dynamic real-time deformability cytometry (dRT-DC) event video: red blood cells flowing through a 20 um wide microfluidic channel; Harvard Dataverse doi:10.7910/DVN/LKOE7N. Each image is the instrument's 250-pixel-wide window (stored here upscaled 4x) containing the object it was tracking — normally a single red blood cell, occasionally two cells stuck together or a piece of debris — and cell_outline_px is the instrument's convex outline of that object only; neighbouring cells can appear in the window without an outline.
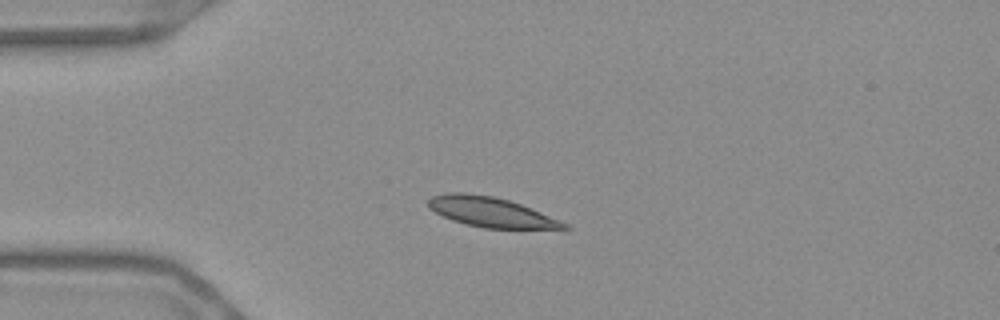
{"species": "Egyptian fruit bat (a non-hibernating species)", "species_latin": "Rousettus aegyptiacus", "temperature_condition": "warm", "stored_images_in_passage": 43, "camera_frame_rate_fps": 3000, "um_per_image_px": 0.085, "frame": {"image": 1, "passage_image": 1, "time_ms": 0.0, "image_size_px": [1000, 320], "cell_outline_px": [[572, 228], [484, 228], [464, 224], [452, 220], [428, 208], [428, 200], [432, 196], [444, 192], [468, 192], [496, 196], [520, 204], [560, 220], [568, 224]], "centroid_in_image_um": [41.67, 18.0], "position_along_channel_um": 43.3, "area_um2": 23.58}}
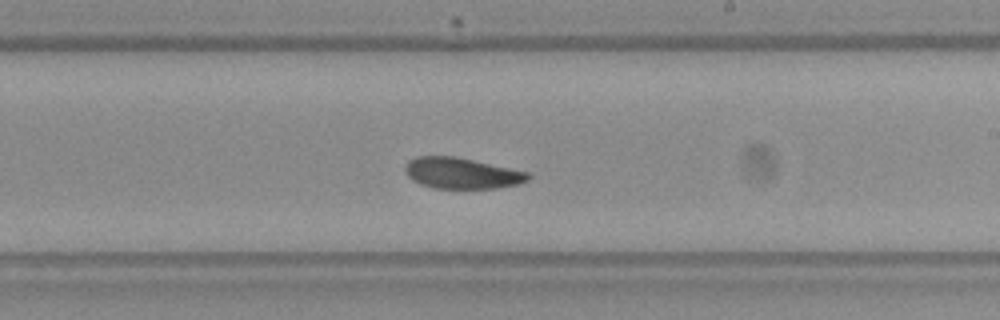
{"frame": {"image": 2, "passage_image": 20, "time_ms": 6.333, "image_size_px": [1000, 320], "cell_outline_px": [[532, 176], [528, 180], [520, 184], [496, 188], [436, 188], [420, 184], [412, 180], [404, 172], [404, 164], [408, 160], [416, 156], [456, 156], [528, 172]], "centroid_in_image_um": [39.22, 14.71], "position_along_channel_um": 249.8, "area_um2": 22.37}}
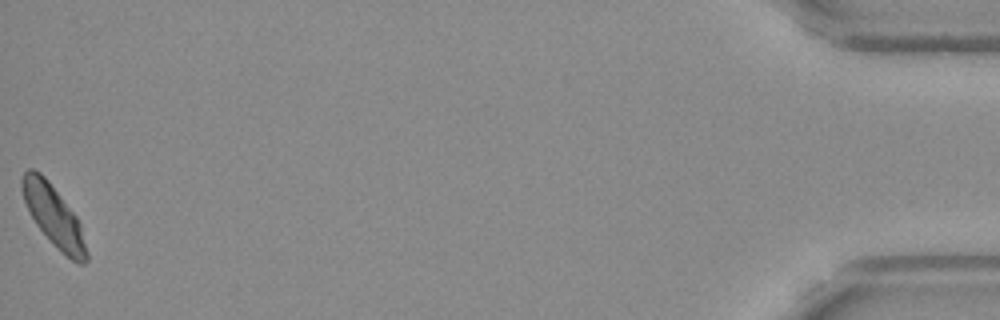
{"frame": {"image": 3, "passage_image": 43, "time_ms": 14.0, "image_size_px": [1000, 320], "cell_outline_px": [[88, 260], [84, 264], [76, 264], [60, 252], [36, 224], [24, 200], [20, 188], [20, 180], [24, 172], [28, 168], [32, 168], [40, 172], [48, 180], [76, 216], [80, 224], [88, 252]], "centroid_in_image_um": [4.57, 18.37], "position_along_channel_um": 430.6, "area_um2": 22.89}, "authors_computed_cell_mechanics": {"area_um2": 22.8888, "velocity_mm_per_s": 3.6296, "shape_relaxation_time_tau1_ms": 4.4393, "shape_relaxation_time_tau2_ms": 3.8281, "deformation_change_tau1": 0.1219, "deformation_change_tau2": 0.0537}}